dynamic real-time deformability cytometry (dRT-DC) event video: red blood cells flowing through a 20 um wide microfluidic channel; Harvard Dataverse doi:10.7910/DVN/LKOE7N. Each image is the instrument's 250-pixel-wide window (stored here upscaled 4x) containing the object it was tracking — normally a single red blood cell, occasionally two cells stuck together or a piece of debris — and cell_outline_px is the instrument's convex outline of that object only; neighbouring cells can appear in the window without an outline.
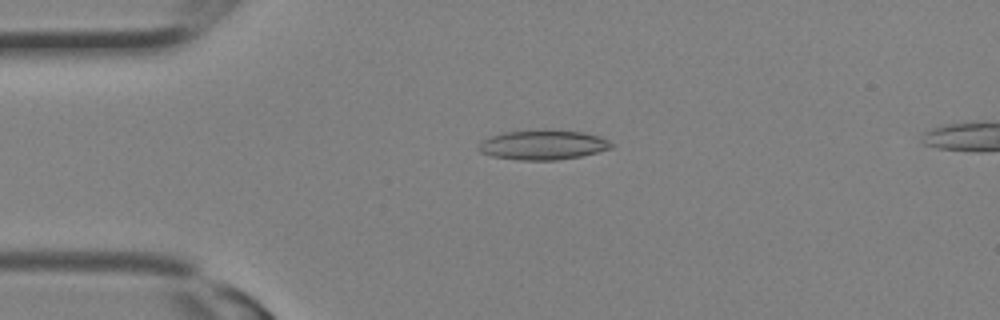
{"species": "Egyptian fruit bat (a non-hibernating species)", "species_latin": "Rousettus aegyptiacus", "temperature_condition": "room temperature", "stored_images_in_passage": 23, "segment_of_instrument_passage": [1, 2], "camera_frame_rate_fps": 3000, "um_per_image_px": 0.085, "animal": {"sex": "female"}, "frame": {"image": 1, "passage_image": 1, "time_ms": 0.0, "image_size_px": [1000, 320], "cell_outline_px": [[616, 144], [612, 148], [580, 156], [556, 160], [520, 160], [492, 156], [480, 152], [476, 148], [476, 144], [492, 136], [504, 132], [536, 128], [548, 128], [584, 132], [600, 136]], "centroid_in_image_um": [46.15, 12.28], "position_along_channel_um": 38.8, "area_um2": 23.58}}
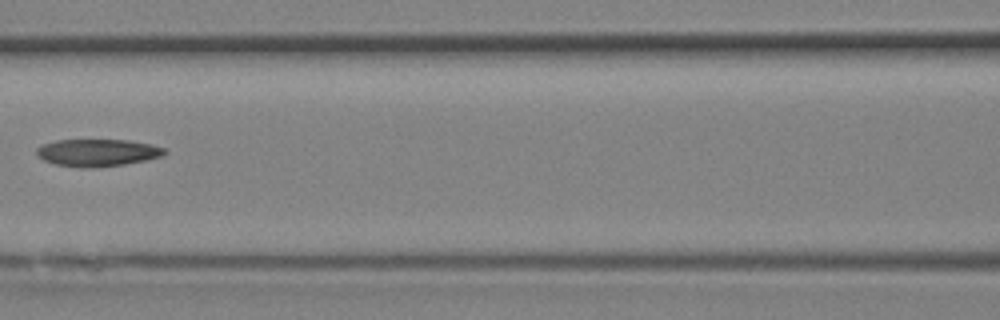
{"frame": {"image": 2, "passage_image": 7, "time_ms": 2.0, "image_size_px": [1000, 320], "cell_outline_px": [[168, 152], [160, 156], [144, 160], [124, 164], [92, 168], [80, 168], [56, 164], [44, 160], [36, 152], [36, 148], [40, 144], [56, 140], [128, 140], [152, 144], [164, 148]], "centroid_in_image_um": [8.26, 12.97], "position_along_channel_um": 158.3, "area_um2": 20.29}}
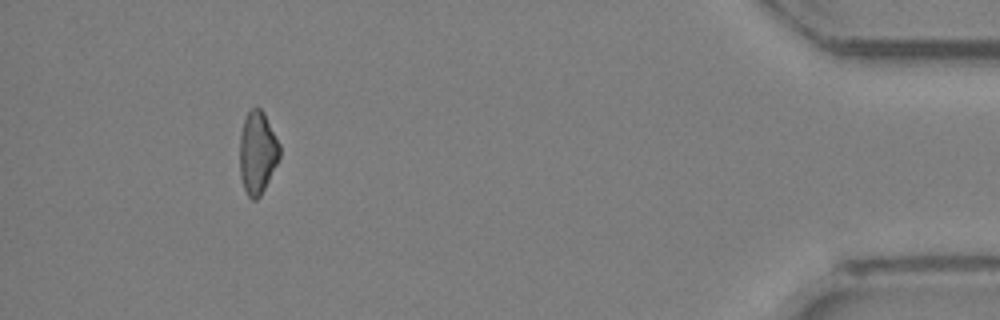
{"frame": {"image": 3, "passage_image": 20, "time_ms": 6.333, "image_size_px": [1000, 320], "cell_outline_px": [[280, 156], [260, 196], [256, 200], [252, 200], [248, 196], [244, 188], [240, 176], [240, 136], [244, 120], [248, 112], [252, 108], [260, 108], [264, 112], [280, 144]], "centroid_in_image_um": [21.88, 12.96], "position_along_channel_um": 413.3, "area_um2": 19.02}}